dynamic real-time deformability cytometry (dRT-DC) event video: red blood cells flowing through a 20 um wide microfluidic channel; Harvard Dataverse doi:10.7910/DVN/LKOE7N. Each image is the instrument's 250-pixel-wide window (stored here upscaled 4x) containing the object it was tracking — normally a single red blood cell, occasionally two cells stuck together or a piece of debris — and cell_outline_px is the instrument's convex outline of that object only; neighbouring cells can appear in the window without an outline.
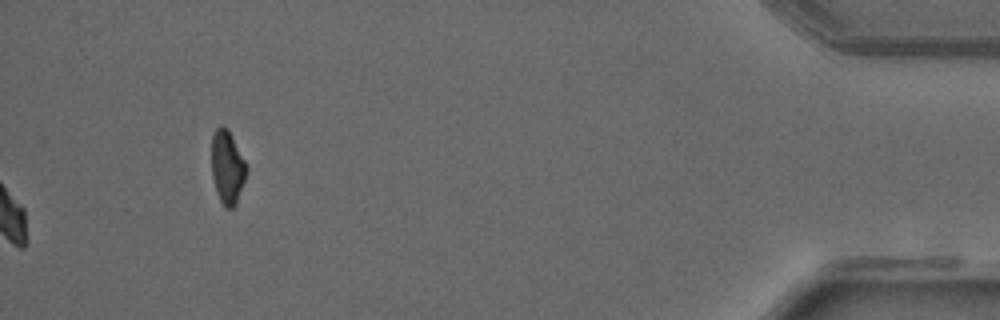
{"species": "common noctule bat (a hibernating species)", "species_latin": "Nyctalus noctula", "temperature_condition": "warm", "stored_images_in_passage": 42, "camera_frame_rate_fps": 3000, "um_per_image_px": 0.085, "animal": {"sex": "male", "forearm_length_mm": 52.5}, "frame": {"image": 1, "passage_image": 42, "time_ms": 13.667, "image_size_px": [1000, 320], "cell_outline_px": [[248, 168], [236, 204], [232, 208], [224, 208], [220, 200], [212, 176], [212, 136], [216, 128], [228, 128]], "centroid_in_image_um": [19.32, 14.23], "position_along_channel_um": 415.9, "area_um2": 14.57}}